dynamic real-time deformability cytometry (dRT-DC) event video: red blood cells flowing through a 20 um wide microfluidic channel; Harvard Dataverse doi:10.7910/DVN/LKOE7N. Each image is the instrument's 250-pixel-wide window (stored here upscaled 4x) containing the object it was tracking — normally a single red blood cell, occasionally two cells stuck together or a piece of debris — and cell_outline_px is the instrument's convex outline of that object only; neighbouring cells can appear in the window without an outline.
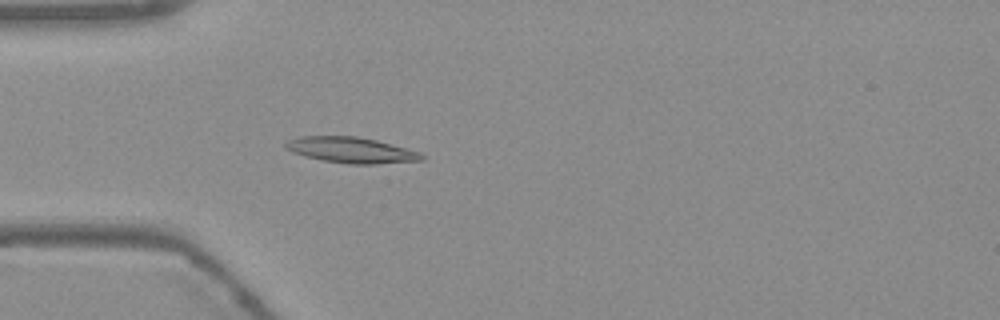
{"species": "Egyptian fruit bat (a non-hibernating species)", "species_latin": "Rousettus aegyptiacus", "temperature_condition": "warm", "stored_images_in_passage": 54, "camera_frame_rate_fps": 3000, "um_per_image_px": 0.085, "frame": {"image": 1, "passage_image": 16, "time_ms": 5.0, "image_size_px": [1000, 320], "cell_outline_px": [[424, 160], [376, 164], [348, 164], [324, 160], [304, 156], [292, 152], [284, 148], [284, 144], [288, 140], [300, 136], [356, 136], [376, 140], [420, 152], [424, 156]], "centroid_in_image_um": [29.83, 12.75], "position_along_channel_um": 55.2, "area_um2": 20.4}}
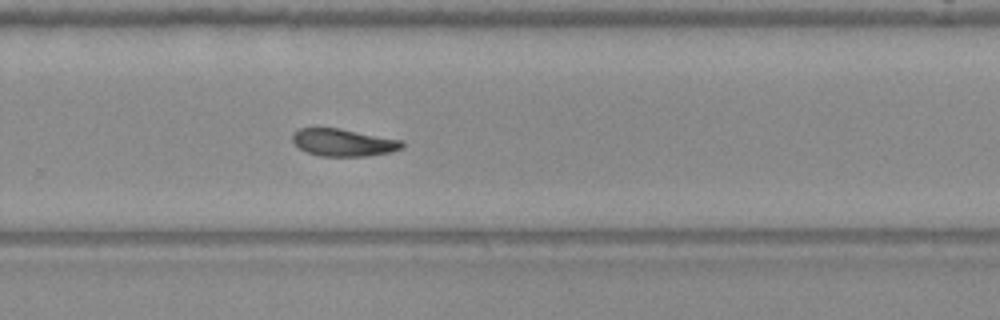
{"frame": {"image": 2, "passage_image": 36, "time_ms": 11.667, "image_size_px": [1000, 320], "cell_outline_px": [[404, 148], [392, 152], [364, 156], [320, 156], [308, 152], [300, 148], [292, 140], [292, 132], [300, 128], [340, 128], [404, 140]], "centroid_in_image_um": [29.23, 12.1], "position_along_channel_um": 300.6, "area_um2": 17.63}}
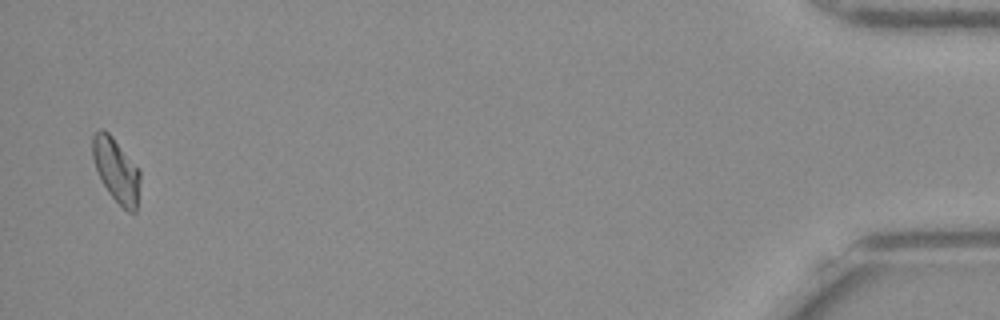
{"frame": {"image": 3, "passage_image": 53, "time_ms": 17.333, "image_size_px": [1000, 320], "cell_outline_px": [[140, 180], [136, 212], [128, 212], [108, 192], [96, 168], [92, 156], [92, 136], [100, 128], [108, 132], [112, 136], [140, 168]], "centroid_in_image_um": [9.9, 14.44], "position_along_channel_um": 425.3, "area_um2": 17.63}, "authors_computed_cell_mechanics": {"area_um2": 18.1203, "velocity_mm_per_s": 3.7636, "shape_relaxation_time_tau1_ms": 11.0457, "shape_relaxation_time_tau2_ms": null, "deformation_change_tau1": 0.2095, "deformation_change_tau2": null}}